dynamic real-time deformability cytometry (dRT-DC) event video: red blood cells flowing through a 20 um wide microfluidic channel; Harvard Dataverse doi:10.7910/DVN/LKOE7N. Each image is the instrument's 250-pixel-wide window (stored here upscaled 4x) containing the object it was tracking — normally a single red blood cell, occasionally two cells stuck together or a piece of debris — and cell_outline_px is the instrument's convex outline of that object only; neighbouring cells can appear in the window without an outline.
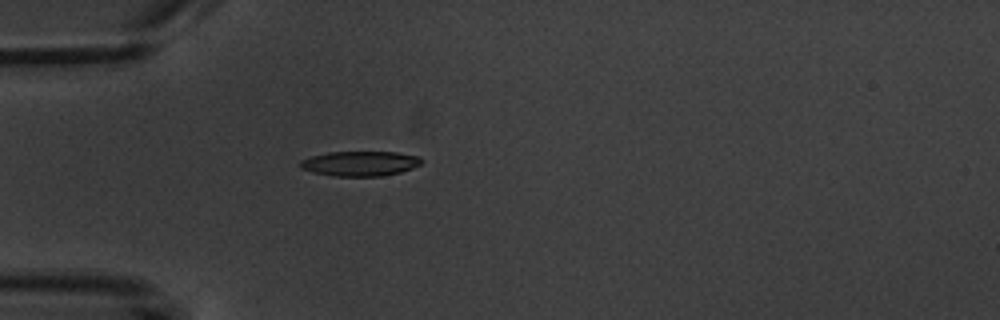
{"species": "common noctule bat (a hibernating species)", "species_latin": "Nyctalus noctula", "temperature_condition": "warm", "stored_images_in_passage": 4, "camera_frame_rate_fps": 3000, "um_per_image_px": 0.085, "animal": {"sex": "male", "body_mass_g": 20.1, "forearm_length_mm": 53.5}, "frame": {"image": 1, "passage_image": 4, "time_ms": 5.333, "image_size_px": [1000, 320], "cell_outline_px": [[424, 160], [420, 164], [412, 168], [400, 172], [380, 176], [332, 176], [300, 168], [300, 160], [312, 156], [328, 152], [396, 152], [420, 156]], "centroid_in_image_um": [30.63, 13.89], "position_along_channel_um": 54.4, "area_um2": 17.51}}